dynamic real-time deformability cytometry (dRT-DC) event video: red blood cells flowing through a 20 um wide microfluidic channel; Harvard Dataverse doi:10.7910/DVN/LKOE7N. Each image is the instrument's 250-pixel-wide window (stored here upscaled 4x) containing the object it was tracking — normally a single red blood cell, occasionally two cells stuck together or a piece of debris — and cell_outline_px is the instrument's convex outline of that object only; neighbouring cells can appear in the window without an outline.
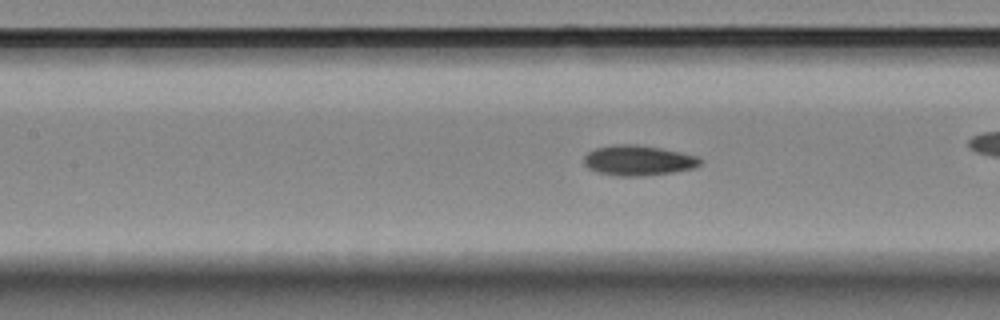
{"species": "Egyptian fruit bat (a non-hibernating species)", "species_latin": "Rousettus aegyptiacus", "temperature_condition": "room temperature", "stored_images_in_passage": 57, "camera_frame_rate_fps": 3000, "um_per_image_px": 0.085, "animal": {"sex": "female"}, "frame": {"image": 1, "passage_image": 25, "time_ms": 8.0, "image_size_px": [1000, 320], "cell_outline_px": [[704, 160], [696, 168], [672, 172], [644, 176], [616, 176], [596, 172], [588, 168], [584, 164], [584, 156], [588, 152], [596, 148], [612, 144], [636, 144], [660, 148], [700, 156]], "centroid_in_image_um": [54.27, 13.64], "position_along_channel_um": 153.1, "area_um2": 20.75}, "authors_computed_cell_mechanics": {"area_um2": 19.7676, "velocity_mm_per_s": 3.5728, "shape_relaxation_time_tau1_ms": null, "shape_relaxation_time_tau2_ms": 4.4855, "deformation_change_tau1": null, "deformation_change_tau2": 0.0891}}